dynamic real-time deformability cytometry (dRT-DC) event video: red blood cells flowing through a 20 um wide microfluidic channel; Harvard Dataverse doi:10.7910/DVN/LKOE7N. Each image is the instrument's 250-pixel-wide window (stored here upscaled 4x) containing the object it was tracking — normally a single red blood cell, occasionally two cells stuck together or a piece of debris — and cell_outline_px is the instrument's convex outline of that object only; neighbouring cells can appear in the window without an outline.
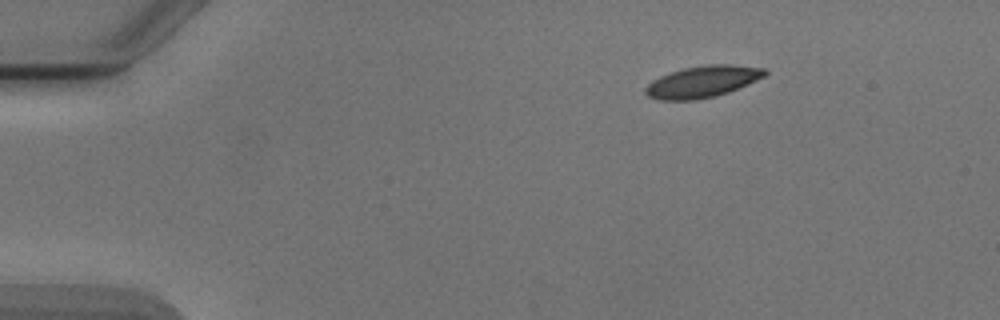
{"species": "Egyptian fruit bat (a non-hibernating species)", "species_latin": "Rousettus aegyptiacus", "temperature_condition": "cold", "stored_images_in_passage": 3, "camera_frame_rate_fps": 3000, "um_per_image_px": 0.085, "animal": {"sex": "male"}, "frame": {"image": 1, "passage_image": 1, "time_ms": 0.0, "image_size_px": [1000, 320], "cell_outline_px": [[768, 72], [764, 76], [728, 92], [712, 96], [692, 100], [660, 100], [648, 96], [644, 92], [644, 88], [652, 80], [660, 76], [684, 68], [708, 64], [732, 64], [764, 68]], "centroid_in_image_um": [59.68, 6.93], "position_along_channel_um": 25.3, "area_um2": 21.68}}